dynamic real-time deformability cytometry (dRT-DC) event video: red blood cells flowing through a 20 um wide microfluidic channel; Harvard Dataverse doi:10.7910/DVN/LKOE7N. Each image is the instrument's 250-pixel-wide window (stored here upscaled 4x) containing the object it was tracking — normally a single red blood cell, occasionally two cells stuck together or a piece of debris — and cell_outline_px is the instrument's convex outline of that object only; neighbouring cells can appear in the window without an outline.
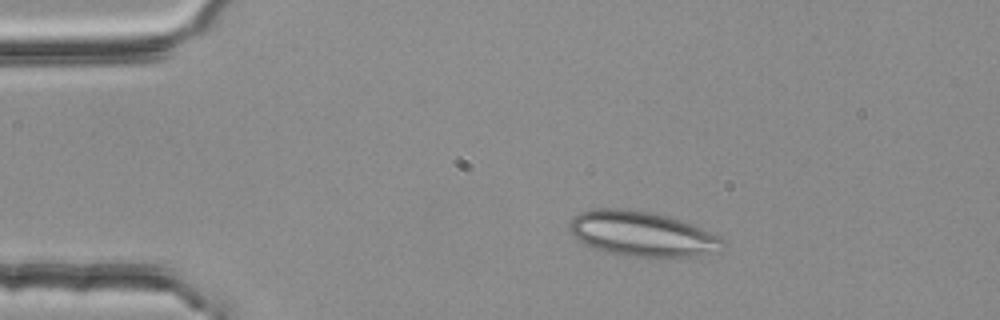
{"species": "common noctule bat (a hibernating species)", "species_latin": "Nyctalus noctula", "temperature_condition": "room temperature", "stored_images_in_passage": 2, "segment_of_instrument_passage": [2, 2], "camera_frame_rate_fps": 3000, "um_per_image_px": 0.085, "animal": {"sex": "female", "body_mass_g": 25.1}, "frame": {"image": 1, "passage_image": 2, "time_ms": 0.333, "image_size_px": [1000, 320], "cell_outline_px": [[724, 252], [676, 260], [648, 260], [624, 256], [604, 252], [592, 248], [584, 244], [568, 228], [572, 220], [580, 212], [592, 208], [624, 208], [652, 212], [668, 216], [692, 224], [724, 240]], "centroid_in_image_um": [54.66, 19.96], "position_along_channel_um": 30.3, "area_um2": 41.73}}